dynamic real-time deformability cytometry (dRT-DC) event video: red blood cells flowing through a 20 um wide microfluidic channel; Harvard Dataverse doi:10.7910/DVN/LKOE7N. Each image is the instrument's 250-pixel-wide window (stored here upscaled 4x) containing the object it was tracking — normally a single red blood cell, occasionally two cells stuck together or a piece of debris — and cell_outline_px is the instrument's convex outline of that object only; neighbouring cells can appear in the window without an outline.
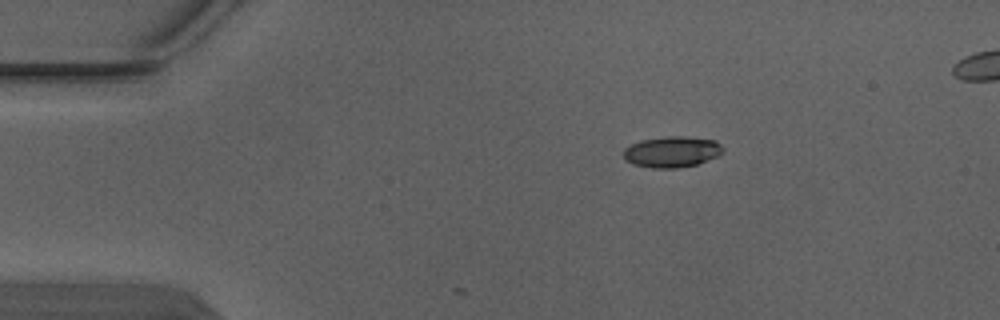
{"species": "Egyptian fruit bat (a non-hibernating species)", "species_latin": "Rousettus aegyptiacus", "temperature_condition": "warm", "stored_images_in_passage": 6, "camera_frame_rate_fps": 3000, "um_per_image_px": 0.085, "animal": {"sex": "male"}, "frame": {"image": 1, "passage_image": 1, "time_ms": 0.0, "image_size_px": [1000, 320], "cell_outline_px": [[724, 152], [716, 156], [696, 164], [676, 168], [652, 168], [632, 164], [624, 160], [624, 148], [640, 140], [664, 136], [684, 136], [716, 140], [724, 148]], "centroid_in_image_um": [57.09, 12.89], "position_along_channel_um": 27.9, "area_um2": 18.03}}
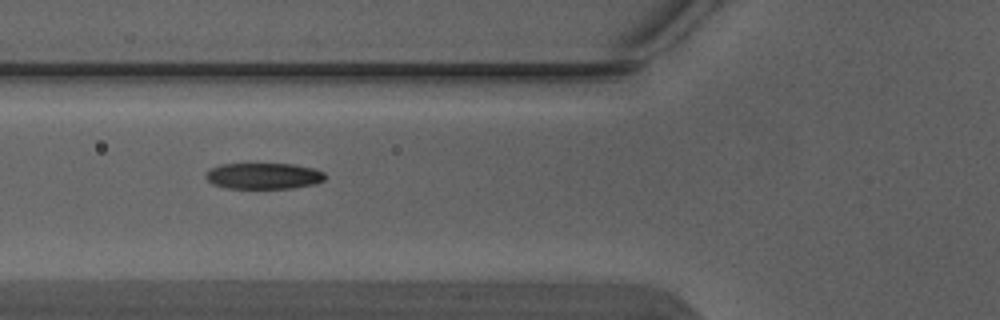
{"frame": {"image": 2, "passage_image": 4, "time_ms": 1.0, "image_size_px": [1000, 320], "cell_outline_px": [[324, 180], [312, 184], [292, 188], [228, 188], [212, 184], [204, 176], [212, 168], [220, 164], [296, 164], [312, 168], [324, 172]], "centroid_in_image_um": [22.39, 14.95], "position_along_channel_um": 103.4, "area_um2": 17.98}}
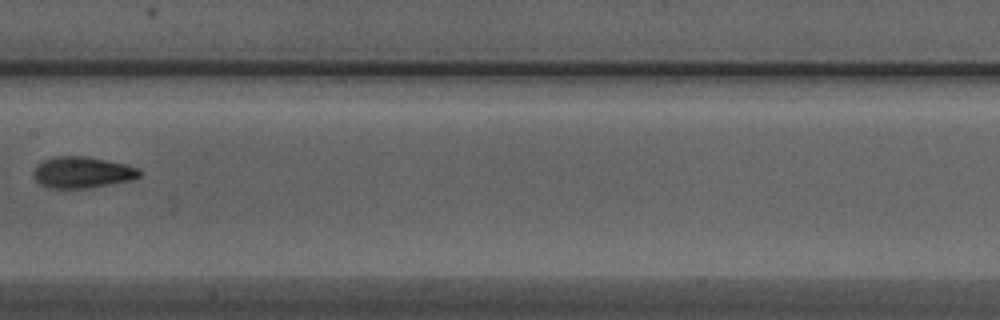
{"frame": {"image": 3, "passage_image": 6, "time_ms": 1.667, "image_size_px": [1000, 320], "cell_outline_px": [[140, 176], [132, 180], [92, 188], [48, 188], [40, 184], [32, 176], [32, 172], [36, 164], [44, 160], [56, 156], [88, 156], [128, 164], [140, 168]], "centroid_in_image_um": [7.0, 14.65], "position_along_channel_um": 200.4, "area_um2": 19.77}}